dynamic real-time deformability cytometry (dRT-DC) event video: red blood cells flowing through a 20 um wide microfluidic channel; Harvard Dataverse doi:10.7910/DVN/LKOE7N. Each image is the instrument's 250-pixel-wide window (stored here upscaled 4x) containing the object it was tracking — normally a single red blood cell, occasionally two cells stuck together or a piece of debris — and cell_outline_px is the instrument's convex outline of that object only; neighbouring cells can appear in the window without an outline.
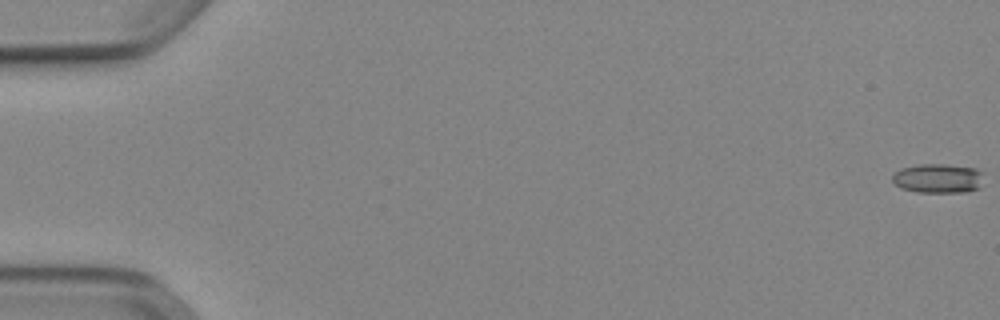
{"species": "Egyptian fruit bat (a non-hibernating species)", "species_latin": "Rousettus aegyptiacus", "temperature_condition": "cold", "stored_images_in_passage": 53, "camera_frame_rate_fps": 3000, "um_per_image_px": 0.085, "animal": {"sex": "female"}, "frame": {"image": 1, "passage_image": 1, "time_ms": 0.0, "image_size_px": [1000, 320], "cell_outline_px": [[984, 172], [980, 188], [968, 192], [920, 192], [904, 188], [896, 184], [892, 180], [892, 176], [900, 168], [920, 164], [944, 164], [976, 168]], "centroid_in_image_um": [79.8, 15.15], "position_along_channel_um": 5.2, "area_um2": 15.66}}
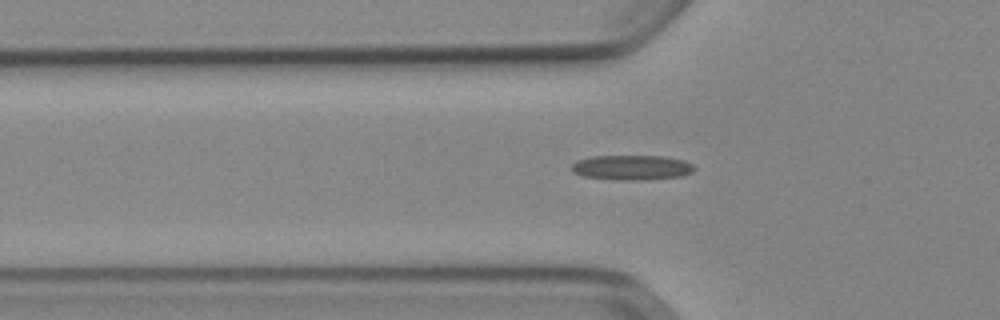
{"frame": {"image": 2, "passage_image": 19, "time_ms": 6.0, "image_size_px": [1000, 320], "cell_outline_px": [[696, 168], [692, 172], [680, 176], [640, 180], [616, 180], [584, 176], [572, 172], [572, 164], [576, 160], [592, 156], [664, 156], [684, 160], [692, 164]], "centroid_in_image_um": [53.69, 14.23], "position_along_channel_um": 72.1, "area_um2": 17.8}}
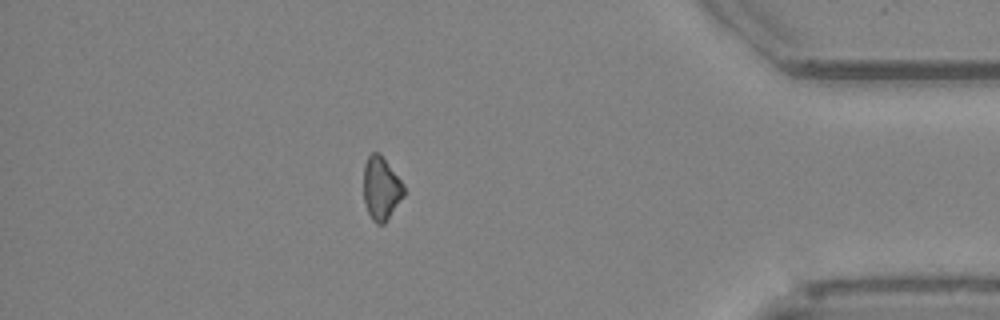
{"frame": {"image": 3, "passage_image": 47, "time_ms": 15.333, "image_size_px": [1000, 320], "cell_outline_px": [[404, 196], [384, 224], [376, 224], [372, 220], [368, 212], [364, 200], [364, 164], [368, 156], [372, 152], [380, 152], [404, 184]], "centroid_in_image_um": [32.4, 15.99], "position_along_channel_um": 402.8, "area_um2": 14.91}}